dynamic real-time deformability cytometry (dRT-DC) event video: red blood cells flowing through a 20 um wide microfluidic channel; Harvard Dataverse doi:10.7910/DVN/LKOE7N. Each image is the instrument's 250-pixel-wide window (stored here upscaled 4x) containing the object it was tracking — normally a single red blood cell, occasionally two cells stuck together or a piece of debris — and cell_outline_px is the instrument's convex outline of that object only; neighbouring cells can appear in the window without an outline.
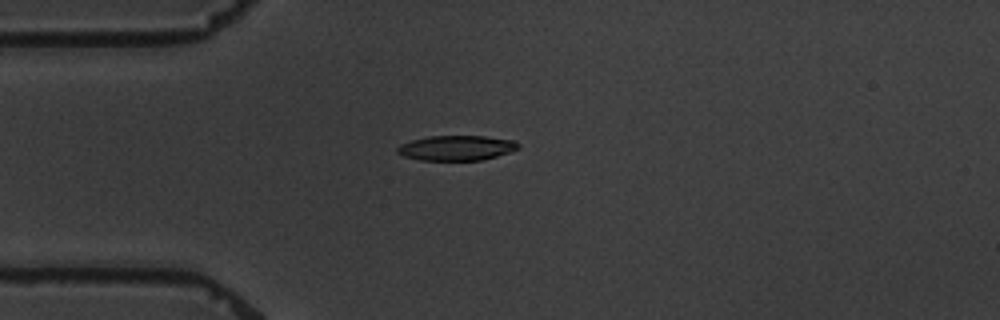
{"species": "common noctule bat (a hibernating species)", "species_latin": "Nyctalus noctula", "temperature_condition": "warm", "stored_images_in_passage": 6, "camera_frame_rate_fps": 3000, "um_per_image_px": 0.085, "animal": {"sex": "male", "body_mass_g": 19.5, "forearm_length_mm": 54.6}, "frame": {"image": 1, "passage_image": 5, "time_ms": 4.667, "image_size_px": [1000, 320], "cell_outline_px": [[520, 148], [512, 152], [480, 160], [420, 160], [404, 156], [396, 152], [396, 148], [400, 144], [412, 140], [428, 136], [484, 136], [516, 140], [520, 144]], "centroid_in_image_um": [38.83, 12.57], "position_along_channel_um": 46.2, "area_um2": 17.74}}
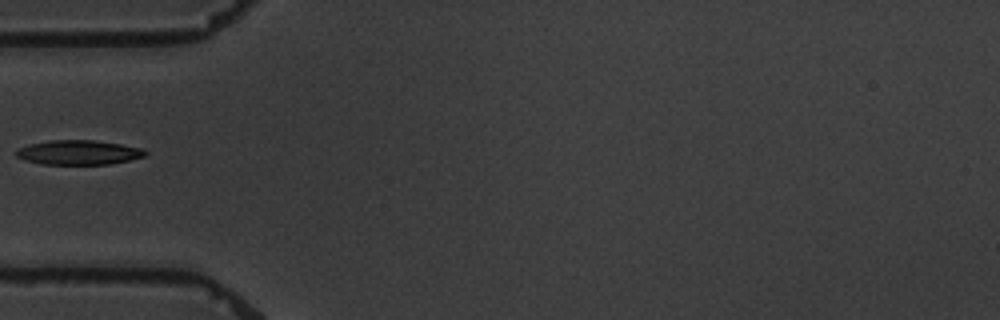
{"frame": {"image": 2, "passage_image": 6, "time_ms": 6.0, "image_size_px": [1000, 320], "cell_outline_px": [[148, 152], [144, 156], [128, 160], [108, 164], [40, 164], [24, 160], [16, 156], [16, 152], [20, 148], [28, 144], [52, 140], [92, 140], [120, 144], [144, 148]], "centroid_in_image_um": [6.68, 12.96], "position_along_channel_um": 78.3, "area_um2": 18.32}}